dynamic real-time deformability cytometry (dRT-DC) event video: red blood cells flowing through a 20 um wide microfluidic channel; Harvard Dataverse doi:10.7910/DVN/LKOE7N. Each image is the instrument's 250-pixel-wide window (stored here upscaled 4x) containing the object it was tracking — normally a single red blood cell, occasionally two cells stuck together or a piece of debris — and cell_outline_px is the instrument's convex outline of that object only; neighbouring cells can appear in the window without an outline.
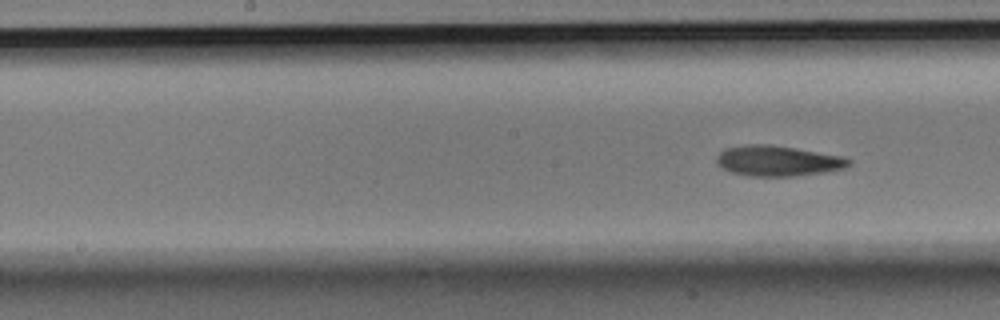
{"species": "Egyptian fruit bat (a non-hibernating species)", "species_latin": "Rousettus aegyptiacus", "temperature_condition": "room temperature", "stored_images_in_passage": 6, "segment_of_instrument_passage": [2, 2], "camera_frame_rate_fps": 3000, "um_per_image_px": 0.085, "animal": {"sex": "male"}, "frame": {"image": 1, "passage_image": 6, "time_ms": 1.667, "image_size_px": [1000, 320], "cell_outline_px": [[852, 164], [844, 168], [824, 172], [796, 176], [748, 176], [732, 172], [724, 168], [716, 160], [716, 156], [724, 148], [748, 144], [772, 144], [844, 156], [852, 160]], "centroid_in_image_um": [66.15, 13.66], "position_along_channel_um": 182.0, "area_um2": 23.58}}